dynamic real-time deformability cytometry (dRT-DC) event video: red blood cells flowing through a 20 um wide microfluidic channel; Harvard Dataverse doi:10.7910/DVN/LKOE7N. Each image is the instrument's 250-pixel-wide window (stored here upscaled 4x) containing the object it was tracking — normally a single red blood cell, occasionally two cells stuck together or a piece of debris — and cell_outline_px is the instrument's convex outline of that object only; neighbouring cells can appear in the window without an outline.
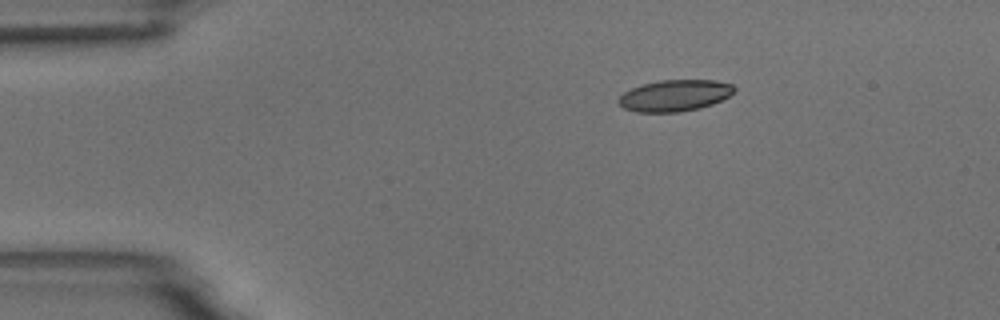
{"species": "common noctule bat (a hibernating species)", "species_latin": "Nyctalus noctula", "temperature_condition": "room temperature", "stored_images_in_passage": 3, "camera_frame_rate_fps": 3000, "um_per_image_px": 0.085, "animal": {"sex": "male", "body_mass_g": 18.8}, "frame": {"image": 1, "passage_image": 3, "time_ms": 2.333, "image_size_px": [1000, 320], "cell_outline_px": [[736, 88], [728, 96], [712, 104], [700, 108], [680, 112], [636, 112], [624, 108], [616, 100], [624, 92], [640, 84], [660, 80], [716, 80], [732, 84]], "centroid_in_image_um": [57.33, 8.11], "position_along_channel_um": 27.7, "area_um2": 21.21}}